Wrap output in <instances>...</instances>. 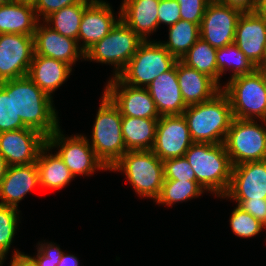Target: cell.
Segmentation results:
<instances>
[{"label":"cell","instance_id":"cell-27","mask_svg":"<svg viewBox=\"0 0 266 266\" xmlns=\"http://www.w3.org/2000/svg\"><path fill=\"white\" fill-rule=\"evenodd\" d=\"M158 120L122 116V134L127 151L152 150Z\"/></svg>","mask_w":266,"mask_h":266},{"label":"cell","instance_id":"cell-26","mask_svg":"<svg viewBox=\"0 0 266 266\" xmlns=\"http://www.w3.org/2000/svg\"><path fill=\"white\" fill-rule=\"evenodd\" d=\"M49 150L52 148L46 144L41 149L36 161L39 186L46 189H62L73 180L74 176L57 152L50 154Z\"/></svg>","mask_w":266,"mask_h":266},{"label":"cell","instance_id":"cell-2","mask_svg":"<svg viewBox=\"0 0 266 266\" xmlns=\"http://www.w3.org/2000/svg\"><path fill=\"white\" fill-rule=\"evenodd\" d=\"M183 116L193 143H224L233 120L231 103L223 90L207 101L187 106Z\"/></svg>","mask_w":266,"mask_h":266},{"label":"cell","instance_id":"cell-21","mask_svg":"<svg viewBox=\"0 0 266 266\" xmlns=\"http://www.w3.org/2000/svg\"><path fill=\"white\" fill-rule=\"evenodd\" d=\"M147 90L155 102L160 116L182 115L187 108L181 95L176 64L170 70L156 77L149 84Z\"/></svg>","mask_w":266,"mask_h":266},{"label":"cell","instance_id":"cell-47","mask_svg":"<svg viewBox=\"0 0 266 266\" xmlns=\"http://www.w3.org/2000/svg\"><path fill=\"white\" fill-rule=\"evenodd\" d=\"M256 70H266V48L264 50V54L258 65L256 66Z\"/></svg>","mask_w":266,"mask_h":266},{"label":"cell","instance_id":"cell-45","mask_svg":"<svg viewBox=\"0 0 266 266\" xmlns=\"http://www.w3.org/2000/svg\"><path fill=\"white\" fill-rule=\"evenodd\" d=\"M256 13L266 18V0H258Z\"/></svg>","mask_w":266,"mask_h":266},{"label":"cell","instance_id":"cell-3","mask_svg":"<svg viewBox=\"0 0 266 266\" xmlns=\"http://www.w3.org/2000/svg\"><path fill=\"white\" fill-rule=\"evenodd\" d=\"M184 156L204 190L220 198L226 194L233 165L224 143H193Z\"/></svg>","mask_w":266,"mask_h":266},{"label":"cell","instance_id":"cell-35","mask_svg":"<svg viewBox=\"0 0 266 266\" xmlns=\"http://www.w3.org/2000/svg\"><path fill=\"white\" fill-rule=\"evenodd\" d=\"M27 128L16 115L13 106V93H6L0 87V133Z\"/></svg>","mask_w":266,"mask_h":266},{"label":"cell","instance_id":"cell-48","mask_svg":"<svg viewBox=\"0 0 266 266\" xmlns=\"http://www.w3.org/2000/svg\"><path fill=\"white\" fill-rule=\"evenodd\" d=\"M13 1L33 4L36 0H13Z\"/></svg>","mask_w":266,"mask_h":266},{"label":"cell","instance_id":"cell-38","mask_svg":"<svg viewBox=\"0 0 266 266\" xmlns=\"http://www.w3.org/2000/svg\"><path fill=\"white\" fill-rule=\"evenodd\" d=\"M37 252L36 257L31 258L38 266H57L64 253L59 245L57 246V244L52 242L38 243Z\"/></svg>","mask_w":266,"mask_h":266},{"label":"cell","instance_id":"cell-23","mask_svg":"<svg viewBox=\"0 0 266 266\" xmlns=\"http://www.w3.org/2000/svg\"><path fill=\"white\" fill-rule=\"evenodd\" d=\"M160 0H123L120 6V19L143 41L156 31Z\"/></svg>","mask_w":266,"mask_h":266},{"label":"cell","instance_id":"cell-29","mask_svg":"<svg viewBox=\"0 0 266 266\" xmlns=\"http://www.w3.org/2000/svg\"><path fill=\"white\" fill-rule=\"evenodd\" d=\"M169 27V38L161 44L177 60H181L188 50L200 38V25L179 20L176 24Z\"/></svg>","mask_w":266,"mask_h":266},{"label":"cell","instance_id":"cell-50","mask_svg":"<svg viewBox=\"0 0 266 266\" xmlns=\"http://www.w3.org/2000/svg\"><path fill=\"white\" fill-rule=\"evenodd\" d=\"M4 259H6L5 256L0 255V266L4 263ZM3 262V263H2Z\"/></svg>","mask_w":266,"mask_h":266},{"label":"cell","instance_id":"cell-42","mask_svg":"<svg viewBox=\"0 0 266 266\" xmlns=\"http://www.w3.org/2000/svg\"><path fill=\"white\" fill-rule=\"evenodd\" d=\"M224 5L236 8L242 13L256 12L258 0H216Z\"/></svg>","mask_w":266,"mask_h":266},{"label":"cell","instance_id":"cell-44","mask_svg":"<svg viewBox=\"0 0 266 266\" xmlns=\"http://www.w3.org/2000/svg\"><path fill=\"white\" fill-rule=\"evenodd\" d=\"M57 266H79V261L76 256L63 253Z\"/></svg>","mask_w":266,"mask_h":266},{"label":"cell","instance_id":"cell-36","mask_svg":"<svg viewBox=\"0 0 266 266\" xmlns=\"http://www.w3.org/2000/svg\"><path fill=\"white\" fill-rule=\"evenodd\" d=\"M164 180L196 181V176L185 156L163 161Z\"/></svg>","mask_w":266,"mask_h":266},{"label":"cell","instance_id":"cell-10","mask_svg":"<svg viewBox=\"0 0 266 266\" xmlns=\"http://www.w3.org/2000/svg\"><path fill=\"white\" fill-rule=\"evenodd\" d=\"M60 127L47 138V144L53 149L60 148L57 154L63 159L72 175H91L95 170H109L97 157L84 135L65 137Z\"/></svg>","mask_w":266,"mask_h":266},{"label":"cell","instance_id":"cell-25","mask_svg":"<svg viewBox=\"0 0 266 266\" xmlns=\"http://www.w3.org/2000/svg\"><path fill=\"white\" fill-rule=\"evenodd\" d=\"M38 22L33 4L11 1L0 5V34L34 36Z\"/></svg>","mask_w":266,"mask_h":266},{"label":"cell","instance_id":"cell-41","mask_svg":"<svg viewBox=\"0 0 266 266\" xmlns=\"http://www.w3.org/2000/svg\"><path fill=\"white\" fill-rule=\"evenodd\" d=\"M236 202L238 203V207L251 214L257 220L263 224L266 222V200H244Z\"/></svg>","mask_w":266,"mask_h":266},{"label":"cell","instance_id":"cell-14","mask_svg":"<svg viewBox=\"0 0 266 266\" xmlns=\"http://www.w3.org/2000/svg\"><path fill=\"white\" fill-rule=\"evenodd\" d=\"M46 144V136L28 127L0 133V155L8 166L36 163Z\"/></svg>","mask_w":266,"mask_h":266},{"label":"cell","instance_id":"cell-40","mask_svg":"<svg viewBox=\"0 0 266 266\" xmlns=\"http://www.w3.org/2000/svg\"><path fill=\"white\" fill-rule=\"evenodd\" d=\"M82 0H36L33 3L36 16L40 20V16H43V20L51 13L61 10L63 7L80 3Z\"/></svg>","mask_w":266,"mask_h":266},{"label":"cell","instance_id":"cell-11","mask_svg":"<svg viewBox=\"0 0 266 266\" xmlns=\"http://www.w3.org/2000/svg\"><path fill=\"white\" fill-rule=\"evenodd\" d=\"M34 53V36L0 34V82L27 76Z\"/></svg>","mask_w":266,"mask_h":266},{"label":"cell","instance_id":"cell-6","mask_svg":"<svg viewBox=\"0 0 266 266\" xmlns=\"http://www.w3.org/2000/svg\"><path fill=\"white\" fill-rule=\"evenodd\" d=\"M177 61L161 41H143L117 78L124 84L147 88L156 77L170 70Z\"/></svg>","mask_w":266,"mask_h":266},{"label":"cell","instance_id":"cell-8","mask_svg":"<svg viewBox=\"0 0 266 266\" xmlns=\"http://www.w3.org/2000/svg\"><path fill=\"white\" fill-rule=\"evenodd\" d=\"M143 40L121 19L111 31L84 53V60L114 65L115 74L125 68Z\"/></svg>","mask_w":266,"mask_h":266},{"label":"cell","instance_id":"cell-37","mask_svg":"<svg viewBox=\"0 0 266 266\" xmlns=\"http://www.w3.org/2000/svg\"><path fill=\"white\" fill-rule=\"evenodd\" d=\"M179 3L181 20L201 25L204 12L212 0H176Z\"/></svg>","mask_w":266,"mask_h":266},{"label":"cell","instance_id":"cell-18","mask_svg":"<svg viewBox=\"0 0 266 266\" xmlns=\"http://www.w3.org/2000/svg\"><path fill=\"white\" fill-rule=\"evenodd\" d=\"M234 43L256 67L266 48V18L256 12L242 13L236 24Z\"/></svg>","mask_w":266,"mask_h":266},{"label":"cell","instance_id":"cell-5","mask_svg":"<svg viewBox=\"0 0 266 266\" xmlns=\"http://www.w3.org/2000/svg\"><path fill=\"white\" fill-rule=\"evenodd\" d=\"M110 171H123L142 198L158 199L164 181L163 161L152 150L127 151Z\"/></svg>","mask_w":266,"mask_h":266},{"label":"cell","instance_id":"cell-4","mask_svg":"<svg viewBox=\"0 0 266 266\" xmlns=\"http://www.w3.org/2000/svg\"><path fill=\"white\" fill-rule=\"evenodd\" d=\"M95 123L92 129L90 146L97 157L110 170L127 152L122 134V115L119 108L103 93Z\"/></svg>","mask_w":266,"mask_h":266},{"label":"cell","instance_id":"cell-30","mask_svg":"<svg viewBox=\"0 0 266 266\" xmlns=\"http://www.w3.org/2000/svg\"><path fill=\"white\" fill-rule=\"evenodd\" d=\"M217 49L199 38L195 44L183 56L181 61L199 72L213 78L219 85V71L216 62Z\"/></svg>","mask_w":266,"mask_h":266},{"label":"cell","instance_id":"cell-1","mask_svg":"<svg viewBox=\"0 0 266 266\" xmlns=\"http://www.w3.org/2000/svg\"><path fill=\"white\" fill-rule=\"evenodd\" d=\"M6 93H13V106L23 124L47 138L59 127L53 98L45 94L28 76L0 82Z\"/></svg>","mask_w":266,"mask_h":266},{"label":"cell","instance_id":"cell-24","mask_svg":"<svg viewBox=\"0 0 266 266\" xmlns=\"http://www.w3.org/2000/svg\"><path fill=\"white\" fill-rule=\"evenodd\" d=\"M71 71L72 67L61 60L34 53L27 76L52 98V93L68 79Z\"/></svg>","mask_w":266,"mask_h":266},{"label":"cell","instance_id":"cell-31","mask_svg":"<svg viewBox=\"0 0 266 266\" xmlns=\"http://www.w3.org/2000/svg\"><path fill=\"white\" fill-rule=\"evenodd\" d=\"M216 62L219 81L224 72H227L230 67L233 71L230 79L252 73L256 69L235 43L217 49Z\"/></svg>","mask_w":266,"mask_h":266},{"label":"cell","instance_id":"cell-19","mask_svg":"<svg viewBox=\"0 0 266 266\" xmlns=\"http://www.w3.org/2000/svg\"><path fill=\"white\" fill-rule=\"evenodd\" d=\"M34 48L36 55L61 60L71 67L78 59H84V52L78 46L77 40L65 37L40 22L35 29Z\"/></svg>","mask_w":266,"mask_h":266},{"label":"cell","instance_id":"cell-33","mask_svg":"<svg viewBox=\"0 0 266 266\" xmlns=\"http://www.w3.org/2000/svg\"><path fill=\"white\" fill-rule=\"evenodd\" d=\"M20 211L13 206L0 204V255L6 256L16 233Z\"/></svg>","mask_w":266,"mask_h":266},{"label":"cell","instance_id":"cell-34","mask_svg":"<svg viewBox=\"0 0 266 266\" xmlns=\"http://www.w3.org/2000/svg\"><path fill=\"white\" fill-rule=\"evenodd\" d=\"M230 226L232 232L240 238H250L256 236L263 228L265 229L262 222L238 206L232 211Z\"/></svg>","mask_w":266,"mask_h":266},{"label":"cell","instance_id":"cell-39","mask_svg":"<svg viewBox=\"0 0 266 266\" xmlns=\"http://www.w3.org/2000/svg\"><path fill=\"white\" fill-rule=\"evenodd\" d=\"M181 20L179 3L176 0H160L158 7V25L172 26Z\"/></svg>","mask_w":266,"mask_h":266},{"label":"cell","instance_id":"cell-9","mask_svg":"<svg viewBox=\"0 0 266 266\" xmlns=\"http://www.w3.org/2000/svg\"><path fill=\"white\" fill-rule=\"evenodd\" d=\"M224 145L233 166L266 160V128L255 120L233 118Z\"/></svg>","mask_w":266,"mask_h":266},{"label":"cell","instance_id":"cell-7","mask_svg":"<svg viewBox=\"0 0 266 266\" xmlns=\"http://www.w3.org/2000/svg\"><path fill=\"white\" fill-rule=\"evenodd\" d=\"M223 87L233 118L266 121V85L260 71L234 77Z\"/></svg>","mask_w":266,"mask_h":266},{"label":"cell","instance_id":"cell-16","mask_svg":"<svg viewBox=\"0 0 266 266\" xmlns=\"http://www.w3.org/2000/svg\"><path fill=\"white\" fill-rule=\"evenodd\" d=\"M235 201L266 200V160L233 166L229 188L222 198Z\"/></svg>","mask_w":266,"mask_h":266},{"label":"cell","instance_id":"cell-28","mask_svg":"<svg viewBox=\"0 0 266 266\" xmlns=\"http://www.w3.org/2000/svg\"><path fill=\"white\" fill-rule=\"evenodd\" d=\"M92 1L82 0L78 4L63 7L61 10L55 11L47 16L43 20V24L46 23L52 30L65 37L78 40V32L84 9Z\"/></svg>","mask_w":266,"mask_h":266},{"label":"cell","instance_id":"cell-22","mask_svg":"<svg viewBox=\"0 0 266 266\" xmlns=\"http://www.w3.org/2000/svg\"><path fill=\"white\" fill-rule=\"evenodd\" d=\"M36 186H39L36 163L8 166L0 183V204L18 208V203Z\"/></svg>","mask_w":266,"mask_h":266},{"label":"cell","instance_id":"cell-12","mask_svg":"<svg viewBox=\"0 0 266 266\" xmlns=\"http://www.w3.org/2000/svg\"><path fill=\"white\" fill-rule=\"evenodd\" d=\"M242 12L212 0L204 12L200 25V38L219 49L234 43L236 24Z\"/></svg>","mask_w":266,"mask_h":266},{"label":"cell","instance_id":"cell-46","mask_svg":"<svg viewBox=\"0 0 266 266\" xmlns=\"http://www.w3.org/2000/svg\"><path fill=\"white\" fill-rule=\"evenodd\" d=\"M7 168L8 164L6 163V160L0 155V183L5 177Z\"/></svg>","mask_w":266,"mask_h":266},{"label":"cell","instance_id":"cell-15","mask_svg":"<svg viewBox=\"0 0 266 266\" xmlns=\"http://www.w3.org/2000/svg\"><path fill=\"white\" fill-rule=\"evenodd\" d=\"M104 93L119 108L122 116L149 119L161 117L147 88L133 87L113 77L107 82Z\"/></svg>","mask_w":266,"mask_h":266},{"label":"cell","instance_id":"cell-49","mask_svg":"<svg viewBox=\"0 0 266 266\" xmlns=\"http://www.w3.org/2000/svg\"><path fill=\"white\" fill-rule=\"evenodd\" d=\"M257 71H260L261 75L263 76L265 85H266V70H257Z\"/></svg>","mask_w":266,"mask_h":266},{"label":"cell","instance_id":"cell-20","mask_svg":"<svg viewBox=\"0 0 266 266\" xmlns=\"http://www.w3.org/2000/svg\"><path fill=\"white\" fill-rule=\"evenodd\" d=\"M176 73L186 106L207 101L222 90V86L213 78L185 65L181 60L176 62Z\"/></svg>","mask_w":266,"mask_h":266},{"label":"cell","instance_id":"cell-13","mask_svg":"<svg viewBox=\"0 0 266 266\" xmlns=\"http://www.w3.org/2000/svg\"><path fill=\"white\" fill-rule=\"evenodd\" d=\"M193 144L188 124L182 115L161 116L156 126L152 152L162 161L182 157Z\"/></svg>","mask_w":266,"mask_h":266},{"label":"cell","instance_id":"cell-17","mask_svg":"<svg viewBox=\"0 0 266 266\" xmlns=\"http://www.w3.org/2000/svg\"><path fill=\"white\" fill-rule=\"evenodd\" d=\"M109 3L93 0L85 9L78 32V46L85 53L96 42L102 40L120 20L115 19ZM82 40V44L79 45Z\"/></svg>","mask_w":266,"mask_h":266},{"label":"cell","instance_id":"cell-32","mask_svg":"<svg viewBox=\"0 0 266 266\" xmlns=\"http://www.w3.org/2000/svg\"><path fill=\"white\" fill-rule=\"evenodd\" d=\"M204 191L196 181L164 180L160 195L155 202L172 206L199 197Z\"/></svg>","mask_w":266,"mask_h":266},{"label":"cell","instance_id":"cell-51","mask_svg":"<svg viewBox=\"0 0 266 266\" xmlns=\"http://www.w3.org/2000/svg\"><path fill=\"white\" fill-rule=\"evenodd\" d=\"M11 1H13V0H0V5H1V4L9 3V2H11Z\"/></svg>","mask_w":266,"mask_h":266},{"label":"cell","instance_id":"cell-43","mask_svg":"<svg viewBox=\"0 0 266 266\" xmlns=\"http://www.w3.org/2000/svg\"><path fill=\"white\" fill-rule=\"evenodd\" d=\"M10 266H38L35 261L29 255H25L18 250L13 252Z\"/></svg>","mask_w":266,"mask_h":266}]
</instances>
